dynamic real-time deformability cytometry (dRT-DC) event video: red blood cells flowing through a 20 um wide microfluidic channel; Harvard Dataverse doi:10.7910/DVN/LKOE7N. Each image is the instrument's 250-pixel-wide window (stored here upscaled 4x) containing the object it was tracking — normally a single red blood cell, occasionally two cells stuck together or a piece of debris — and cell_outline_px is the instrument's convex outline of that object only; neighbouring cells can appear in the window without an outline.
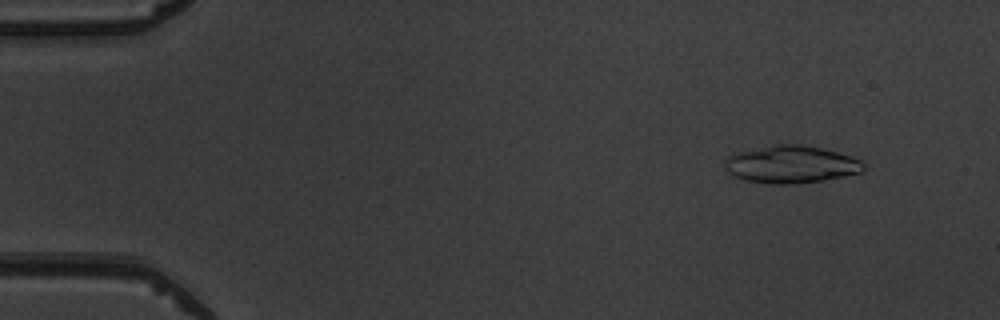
{"species": "common noctule bat (a hibernating species)", "species_latin": "Nyctalus noctula", "temperature_condition": "warm", "stored_images_in_passage": 6, "camera_frame_rate_fps": 3000, "um_per_image_px": 0.085, "animal": {"sex": "male", "body_mass_g": 19.5, "forearm_length_mm": 54.6}, "frame": {"image": 1, "passage_image": 2, "time_ms": 1.0, "image_size_px": [1000, 320], "cell_outline_px": [[864, 172], [844, 176], [820, 180], [792, 184], [768, 184], [744, 180], [732, 176], [724, 168], [724, 160], [728, 156], [740, 152], [772, 144], [804, 144], [836, 152], [860, 160], [864, 164]], "centroid_in_image_um": [67.2, 13.98], "position_along_channel_um": 17.8, "area_um2": 30.29}}